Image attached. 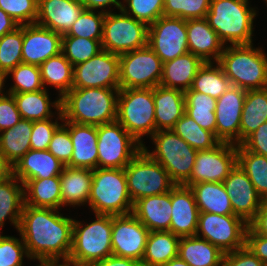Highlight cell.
<instances>
[{
  "instance_id": "obj_47",
  "label": "cell",
  "mask_w": 267,
  "mask_h": 266,
  "mask_svg": "<svg viewBox=\"0 0 267 266\" xmlns=\"http://www.w3.org/2000/svg\"><path fill=\"white\" fill-rule=\"evenodd\" d=\"M211 0H164V16L184 20L206 18Z\"/></svg>"
},
{
  "instance_id": "obj_45",
  "label": "cell",
  "mask_w": 267,
  "mask_h": 266,
  "mask_svg": "<svg viewBox=\"0 0 267 266\" xmlns=\"http://www.w3.org/2000/svg\"><path fill=\"white\" fill-rule=\"evenodd\" d=\"M12 75L14 85L6 93L35 92L45 89L41 79L40 67L20 63L7 76Z\"/></svg>"
},
{
  "instance_id": "obj_17",
  "label": "cell",
  "mask_w": 267,
  "mask_h": 266,
  "mask_svg": "<svg viewBox=\"0 0 267 266\" xmlns=\"http://www.w3.org/2000/svg\"><path fill=\"white\" fill-rule=\"evenodd\" d=\"M149 233L132 213L113 215L112 255L141 262Z\"/></svg>"
},
{
  "instance_id": "obj_42",
  "label": "cell",
  "mask_w": 267,
  "mask_h": 266,
  "mask_svg": "<svg viewBox=\"0 0 267 266\" xmlns=\"http://www.w3.org/2000/svg\"><path fill=\"white\" fill-rule=\"evenodd\" d=\"M172 130L196 150H209L221 141L213 132L203 129L186 113L176 122Z\"/></svg>"
},
{
  "instance_id": "obj_55",
  "label": "cell",
  "mask_w": 267,
  "mask_h": 266,
  "mask_svg": "<svg viewBox=\"0 0 267 266\" xmlns=\"http://www.w3.org/2000/svg\"><path fill=\"white\" fill-rule=\"evenodd\" d=\"M241 145L250 152L267 157V121L251 133Z\"/></svg>"
},
{
  "instance_id": "obj_8",
  "label": "cell",
  "mask_w": 267,
  "mask_h": 266,
  "mask_svg": "<svg viewBox=\"0 0 267 266\" xmlns=\"http://www.w3.org/2000/svg\"><path fill=\"white\" fill-rule=\"evenodd\" d=\"M150 138L155 149L149 152L145 144L143 149L166 169L176 185H183L190 178L198 150L172 129L158 130Z\"/></svg>"
},
{
  "instance_id": "obj_35",
  "label": "cell",
  "mask_w": 267,
  "mask_h": 266,
  "mask_svg": "<svg viewBox=\"0 0 267 266\" xmlns=\"http://www.w3.org/2000/svg\"><path fill=\"white\" fill-rule=\"evenodd\" d=\"M179 240L171 231H150L141 266H163L177 257Z\"/></svg>"
},
{
  "instance_id": "obj_21",
  "label": "cell",
  "mask_w": 267,
  "mask_h": 266,
  "mask_svg": "<svg viewBox=\"0 0 267 266\" xmlns=\"http://www.w3.org/2000/svg\"><path fill=\"white\" fill-rule=\"evenodd\" d=\"M84 9L79 0H38L36 24L64 35Z\"/></svg>"
},
{
  "instance_id": "obj_20",
  "label": "cell",
  "mask_w": 267,
  "mask_h": 266,
  "mask_svg": "<svg viewBox=\"0 0 267 266\" xmlns=\"http://www.w3.org/2000/svg\"><path fill=\"white\" fill-rule=\"evenodd\" d=\"M62 35L36 23L23 25L22 63L40 66L61 53Z\"/></svg>"
},
{
  "instance_id": "obj_37",
  "label": "cell",
  "mask_w": 267,
  "mask_h": 266,
  "mask_svg": "<svg viewBox=\"0 0 267 266\" xmlns=\"http://www.w3.org/2000/svg\"><path fill=\"white\" fill-rule=\"evenodd\" d=\"M267 121V87L246 90L240 123V144Z\"/></svg>"
},
{
  "instance_id": "obj_25",
  "label": "cell",
  "mask_w": 267,
  "mask_h": 266,
  "mask_svg": "<svg viewBox=\"0 0 267 266\" xmlns=\"http://www.w3.org/2000/svg\"><path fill=\"white\" fill-rule=\"evenodd\" d=\"M65 165L48 150H29L12 167V174L23 184L31 179L59 177Z\"/></svg>"
},
{
  "instance_id": "obj_5",
  "label": "cell",
  "mask_w": 267,
  "mask_h": 266,
  "mask_svg": "<svg viewBox=\"0 0 267 266\" xmlns=\"http://www.w3.org/2000/svg\"><path fill=\"white\" fill-rule=\"evenodd\" d=\"M95 215L96 220L87 225L74 219L69 262L91 266L112 255L113 215Z\"/></svg>"
},
{
  "instance_id": "obj_48",
  "label": "cell",
  "mask_w": 267,
  "mask_h": 266,
  "mask_svg": "<svg viewBox=\"0 0 267 266\" xmlns=\"http://www.w3.org/2000/svg\"><path fill=\"white\" fill-rule=\"evenodd\" d=\"M122 3L121 10L125 14L148 26L164 16V0H123Z\"/></svg>"
},
{
  "instance_id": "obj_11",
  "label": "cell",
  "mask_w": 267,
  "mask_h": 266,
  "mask_svg": "<svg viewBox=\"0 0 267 266\" xmlns=\"http://www.w3.org/2000/svg\"><path fill=\"white\" fill-rule=\"evenodd\" d=\"M97 168H125L143 149L117 120L97 126Z\"/></svg>"
},
{
  "instance_id": "obj_12",
  "label": "cell",
  "mask_w": 267,
  "mask_h": 266,
  "mask_svg": "<svg viewBox=\"0 0 267 266\" xmlns=\"http://www.w3.org/2000/svg\"><path fill=\"white\" fill-rule=\"evenodd\" d=\"M162 73L163 62L149 45L119 55L120 89L154 88Z\"/></svg>"
},
{
  "instance_id": "obj_57",
  "label": "cell",
  "mask_w": 267,
  "mask_h": 266,
  "mask_svg": "<svg viewBox=\"0 0 267 266\" xmlns=\"http://www.w3.org/2000/svg\"><path fill=\"white\" fill-rule=\"evenodd\" d=\"M248 226L256 233L267 236V200H263L255 218Z\"/></svg>"
},
{
  "instance_id": "obj_46",
  "label": "cell",
  "mask_w": 267,
  "mask_h": 266,
  "mask_svg": "<svg viewBox=\"0 0 267 266\" xmlns=\"http://www.w3.org/2000/svg\"><path fill=\"white\" fill-rule=\"evenodd\" d=\"M105 12L84 9L69 31L62 36L102 39Z\"/></svg>"
},
{
  "instance_id": "obj_58",
  "label": "cell",
  "mask_w": 267,
  "mask_h": 266,
  "mask_svg": "<svg viewBox=\"0 0 267 266\" xmlns=\"http://www.w3.org/2000/svg\"><path fill=\"white\" fill-rule=\"evenodd\" d=\"M85 9L88 10H99L102 9V12H111V10H107V6L111 8V6H115L117 9L121 10L122 2L120 0H79Z\"/></svg>"
},
{
  "instance_id": "obj_32",
  "label": "cell",
  "mask_w": 267,
  "mask_h": 266,
  "mask_svg": "<svg viewBox=\"0 0 267 266\" xmlns=\"http://www.w3.org/2000/svg\"><path fill=\"white\" fill-rule=\"evenodd\" d=\"M23 206L24 184L11 174L0 181V231L7 219L18 231Z\"/></svg>"
},
{
  "instance_id": "obj_65",
  "label": "cell",
  "mask_w": 267,
  "mask_h": 266,
  "mask_svg": "<svg viewBox=\"0 0 267 266\" xmlns=\"http://www.w3.org/2000/svg\"><path fill=\"white\" fill-rule=\"evenodd\" d=\"M39 265L36 266H55V260H38Z\"/></svg>"
},
{
  "instance_id": "obj_16",
  "label": "cell",
  "mask_w": 267,
  "mask_h": 266,
  "mask_svg": "<svg viewBox=\"0 0 267 266\" xmlns=\"http://www.w3.org/2000/svg\"><path fill=\"white\" fill-rule=\"evenodd\" d=\"M72 88H120L119 55L102 49L75 65Z\"/></svg>"
},
{
  "instance_id": "obj_24",
  "label": "cell",
  "mask_w": 267,
  "mask_h": 266,
  "mask_svg": "<svg viewBox=\"0 0 267 266\" xmlns=\"http://www.w3.org/2000/svg\"><path fill=\"white\" fill-rule=\"evenodd\" d=\"M188 51L204 62H218L224 44L206 18L186 20ZM214 59V60H213Z\"/></svg>"
},
{
  "instance_id": "obj_64",
  "label": "cell",
  "mask_w": 267,
  "mask_h": 266,
  "mask_svg": "<svg viewBox=\"0 0 267 266\" xmlns=\"http://www.w3.org/2000/svg\"><path fill=\"white\" fill-rule=\"evenodd\" d=\"M62 263L59 264V261H55V266H86L81 264L72 263L69 261H61Z\"/></svg>"
},
{
  "instance_id": "obj_13",
  "label": "cell",
  "mask_w": 267,
  "mask_h": 266,
  "mask_svg": "<svg viewBox=\"0 0 267 266\" xmlns=\"http://www.w3.org/2000/svg\"><path fill=\"white\" fill-rule=\"evenodd\" d=\"M248 224L237 215L199 213L196 237L207 240L224 254L245 246Z\"/></svg>"
},
{
  "instance_id": "obj_36",
  "label": "cell",
  "mask_w": 267,
  "mask_h": 266,
  "mask_svg": "<svg viewBox=\"0 0 267 266\" xmlns=\"http://www.w3.org/2000/svg\"><path fill=\"white\" fill-rule=\"evenodd\" d=\"M32 129L33 121L21 118L12 128L0 132V150L12 167L31 149Z\"/></svg>"
},
{
  "instance_id": "obj_27",
  "label": "cell",
  "mask_w": 267,
  "mask_h": 266,
  "mask_svg": "<svg viewBox=\"0 0 267 266\" xmlns=\"http://www.w3.org/2000/svg\"><path fill=\"white\" fill-rule=\"evenodd\" d=\"M156 131L172 129L185 113L184 91L158 85L153 88Z\"/></svg>"
},
{
  "instance_id": "obj_3",
  "label": "cell",
  "mask_w": 267,
  "mask_h": 266,
  "mask_svg": "<svg viewBox=\"0 0 267 266\" xmlns=\"http://www.w3.org/2000/svg\"><path fill=\"white\" fill-rule=\"evenodd\" d=\"M249 0H211L206 19L222 43L253 44V21L257 16Z\"/></svg>"
},
{
  "instance_id": "obj_49",
  "label": "cell",
  "mask_w": 267,
  "mask_h": 266,
  "mask_svg": "<svg viewBox=\"0 0 267 266\" xmlns=\"http://www.w3.org/2000/svg\"><path fill=\"white\" fill-rule=\"evenodd\" d=\"M38 0H0V9L20 26L36 23Z\"/></svg>"
},
{
  "instance_id": "obj_10",
  "label": "cell",
  "mask_w": 267,
  "mask_h": 266,
  "mask_svg": "<svg viewBox=\"0 0 267 266\" xmlns=\"http://www.w3.org/2000/svg\"><path fill=\"white\" fill-rule=\"evenodd\" d=\"M107 12L103 21L101 47L121 55L148 45V25L119 10Z\"/></svg>"
},
{
  "instance_id": "obj_50",
  "label": "cell",
  "mask_w": 267,
  "mask_h": 266,
  "mask_svg": "<svg viewBox=\"0 0 267 266\" xmlns=\"http://www.w3.org/2000/svg\"><path fill=\"white\" fill-rule=\"evenodd\" d=\"M24 256L30 259L22 237L0 234V266H23Z\"/></svg>"
},
{
  "instance_id": "obj_33",
  "label": "cell",
  "mask_w": 267,
  "mask_h": 266,
  "mask_svg": "<svg viewBox=\"0 0 267 266\" xmlns=\"http://www.w3.org/2000/svg\"><path fill=\"white\" fill-rule=\"evenodd\" d=\"M10 94L14 97L22 119L31 121L47 120L55 115L51 111V107H54L56 111H61V98H57V100L51 102L46 89L35 92Z\"/></svg>"
},
{
  "instance_id": "obj_59",
  "label": "cell",
  "mask_w": 267,
  "mask_h": 266,
  "mask_svg": "<svg viewBox=\"0 0 267 266\" xmlns=\"http://www.w3.org/2000/svg\"><path fill=\"white\" fill-rule=\"evenodd\" d=\"M91 266H141V262L132 258L111 255L93 263Z\"/></svg>"
},
{
  "instance_id": "obj_41",
  "label": "cell",
  "mask_w": 267,
  "mask_h": 266,
  "mask_svg": "<svg viewBox=\"0 0 267 266\" xmlns=\"http://www.w3.org/2000/svg\"><path fill=\"white\" fill-rule=\"evenodd\" d=\"M237 164L251 180L257 194L267 200V157L237 145Z\"/></svg>"
},
{
  "instance_id": "obj_18",
  "label": "cell",
  "mask_w": 267,
  "mask_h": 266,
  "mask_svg": "<svg viewBox=\"0 0 267 266\" xmlns=\"http://www.w3.org/2000/svg\"><path fill=\"white\" fill-rule=\"evenodd\" d=\"M246 90L231 87L216 99V137L221 142L240 144V123Z\"/></svg>"
},
{
  "instance_id": "obj_26",
  "label": "cell",
  "mask_w": 267,
  "mask_h": 266,
  "mask_svg": "<svg viewBox=\"0 0 267 266\" xmlns=\"http://www.w3.org/2000/svg\"><path fill=\"white\" fill-rule=\"evenodd\" d=\"M132 214L149 231H170L172 218L171 191L140 198L133 203Z\"/></svg>"
},
{
  "instance_id": "obj_6",
  "label": "cell",
  "mask_w": 267,
  "mask_h": 266,
  "mask_svg": "<svg viewBox=\"0 0 267 266\" xmlns=\"http://www.w3.org/2000/svg\"><path fill=\"white\" fill-rule=\"evenodd\" d=\"M88 204L94 214L132 213L133 202L128 193L124 168L93 170Z\"/></svg>"
},
{
  "instance_id": "obj_15",
  "label": "cell",
  "mask_w": 267,
  "mask_h": 266,
  "mask_svg": "<svg viewBox=\"0 0 267 266\" xmlns=\"http://www.w3.org/2000/svg\"><path fill=\"white\" fill-rule=\"evenodd\" d=\"M148 45L163 63L188 53L186 20L159 17L148 27Z\"/></svg>"
},
{
  "instance_id": "obj_51",
  "label": "cell",
  "mask_w": 267,
  "mask_h": 266,
  "mask_svg": "<svg viewBox=\"0 0 267 266\" xmlns=\"http://www.w3.org/2000/svg\"><path fill=\"white\" fill-rule=\"evenodd\" d=\"M55 114H57L55 122L52 121L53 118L33 121V129L30 138L31 150H48L54 132L61 125L58 120H61V122L63 121L61 111H57Z\"/></svg>"
},
{
  "instance_id": "obj_1",
  "label": "cell",
  "mask_w": 267,
  "mask_h": 266,
  "mask_svg": "<svg viewBox=\"0 0 267 266\" xmlns=\"http://www.w3.org/2000/svg\"><path fill=\"white\" fill-rule=\"evenodd\" d=\"M74 219L59 210L24 205L18 233L30 260L68 261Z\"/></svg>"
},
{
  "instance_id": "obj_34",
  "label": "cell",
  "mask_w": 267,
  "mask_h": 266,
  "mask_svg": "<svg viewBox=\"0 0 267 266\" xmlns=\"http://www.w3.org/2000/svg\"><path fill=\"white\" fill-rule=\"evenodd\" d=\"M24 205L61 210L60 178L28 180L24 184Z\"/></svg>"
},
{
  "instance_id": "obj_22",
  "label": "cell",
  "mask_w": 267,
  "mask_h": 266,
  "mask_svg": "<svg viewBox=\"0 0 267 266\" xmlns=\"http://www.w3.org/2000/svg\"><path fill=\"white\" fill-rule=\"evenodd\" d=\"M171 205L170 231L179 237L195 236L199 210L193 191L184 185H176L171 190Z\"/></svg>"
},
{
  "instance_id": "obj_63",
  "label": "cell",
  "mask_w": 267,
  "mask_h": 266,
  "mask_svg": "<svg viewBox=\"0 0 267 266\" xmlns=\"http://www.w3.org/2000/svg\"><path fill=\"white\" fill-rule=\"evenodd\" d=\"M6 77H8L5 73L0 72V98H2L3 96L6 95L5 91H4V84H5V79H7Z\"/></svg>"
},
{
  "instance_id": "obj_31",
  "label": "cell",
  "mask_w": 267,
  "mask_h": 266,
  "mask_svg": "<svg viewBox=\"0 0 267 266\" xmlns=\"http://www.w3.org/2000/svg\"><path fill=\"white\" fill-rule=\"evenodd\" d=\"M178 256L190 266H222L224 253L196 236L180 237Z\"/></svg>"
},
{
  "instance_id": "obj_38",
  "label": "cell",
  "mask_w": 267,
  "mask_h": 266,
  "mask_svg": "<svg viewBox=\"0 0 267 266\" xmlns=\"http://www.w3.org/2000/svg\"><path fill=\"white\" fill-rule=\"evenodd\" d=\"M41 79L45 89L46 85L59 90V98H62L73 87L74 66L60 53L50 57L40 66Z\"/></svg>"
},
{
  "instance_id": "obj_60",
  "label": "cell",
  "mask_w": 267,
  "mask_h": 266,
  "mask_svg": "<svg viewBox=\"0 0 267 266\" xmlns=\"http://www.w3.org/2000/svg\"><path fill=\"white\" fill-rule=\"evenodd\" d=\"M19 26L6 12L0 9V37L14 31Z\"/></svg>"
},
{
  "instance_id": "obj_28",
  "label": "cell",
  "mask_w": 267,
  "mask_h": 266,
  "mask_svg": "<svg viewBox=\"0 0 267 266\" xmlns=\"http://www.w3.org/2000/svg\"><path fill=\"white\" fill-rule=\"evenodd\" d=\"M205 62L188 52L184 55L163 63L161 86L187 91L191 88L193 79Z\"/></svg>"
},
{
  "instance_id": "obj_61",
  "label": "cell",
  "mask_w": 267,
  "mask_h": 266,
  "mask_svg": "<svg viewBox=\"0 0 267 266\" xmlns=\"http://www.w3.org/2000/svg\"><path fill=\"white\" fill-rule=\"evenodd\" d=\"M12 174V166L5 160V157L0 150V181Z\"/></svg>"
},
{
  "instance_id": "obj_56",
  "label": "cell",
  "mask_w": 267,
  "mask_h": 266,
  "mask_svg": "<svg viewBox=\"0 0 267 266\" xmlns=\"http://www.w3.org/2000/svg\"><path fill=\"white\" fill-rule=\"evenodd\" d=\"M245 245L263 264H267V236L256 234L249 226L246 230Z\"/></svg>"
},
{
  "instance_id": "obj_14",
  "label": "cell",
  "mask_w": 267,
  "mask_h": 266,
  "mask_svg": "<svg viewBox=\"0 0 267 266\" xmlns=\"http://www.w3.org/2000/svg\"><path fill=\"white\" fill-rule=\"evenodd\" d=\"M236 165L237 145L220 142L212 149L197 152L190 178L183 185L223 182Z\"/></svg>"
},
{
  "instance_id": "obj_7",
  "label": "cell",
  "mask_w": 267,
  "mask_h": 266,
  "mask_svg": "<svg viewBox=\"0 0 267 266\" xmlns=\"http://www.w3.org/2000/svg\"><path fill=\"white\" fill-rule=\"evenodd\" d=\"M140 144L156 132L153 88L120 89L116 119Z\"/></svg>"
},
{
  "instance_id": "obj_43",
  "label": "cell",
  "mask_w": 267,
  "mask_h": 266,
  "mask_svg": "<svg viewBox=\"0 0 267 266\" xmlns=\"http://www.w3.org/2000/svg\"><path fill=\"white\" fill-rule=\"evenodd\" d=\"M101 50V39L62 36L61 53L73 66L91 59Z\"/></svg>"
},
{
  "instance_id": "obj_9",
  "label": "cell",
  "mask_w": 267,
  "mask_h": 266,
  "mask_svg": "<svg viewBox=\"0 0 267 266\" xmlns=\"http://www.w3.org/2000/svg\"><path fill=\"white\" fill-rule=\"evenodd\" d=\"M124 172L133 203L140 198L168 193L176 186L166 169L144 149L124 168Z\"/></svg>"
},
{
  "instance_id": "obj_2",
  "label": "cell",
  "mask_w": 267,
  "mask_h": 266,
  "mask_svg": "<svg viewBox=\"0 0 267 266\" xmlns=\"http://www.w3.org/2000/svg\"><path fill=\"white\" fill-rule=\"evenodd\" d=\"M120 88H72L61 98L63 121L99 126L116 121Z\"/></svg>"
},
{
  "instance_id": "obj_52",
  "label": "cell",
  "mask_w": 267,
  "mask_h": 266,
  "mask_svg": "<svg viewBox=\"0 0 267 266\" xmlns=\"http://www.w3.org/2000/svg\"><path fill=\"white\" fill-rule=\"evenodd\" d=\"M48 151L65 166L70 163L73 153V144L69 130L62 123L54 132Z\"/></svg>"
},
{
  "instance_id": "obj_30",
  "label": "cell",
  "mask_w": 267,
  "mask_h": 266,
  "mask_svg": "<svg viewBox=\"0 0 267 266\" xmlns=\"http://www.w3.org/2000/svg\"><path fill=\"white\" fill-rule=\"evenodd\" d=\"M189 188L193 191L199 213L234 215L223 182H201Z\"/></svg>"
},
{
  "instance_id": "obj_40",
  "label": "cell",
  "mask_w": 267,
  "mask_h": 266,
  "mask_svg": "<svg viewBox=\"0 0 267 266\" xmlns=\"http://www.w3.org/2000/svg\"><path fill=\"white\" fill-rule=\"evenodd\" d=\"M231 85L230 80L217 62H205L198 70L190 89L218 99Z\"/></svg>"
},
{
  "instance_id": "obj_23",
  "label": "cell",
  "mask_w": 267,
  "mask_h": 266,
  "mask_svg": "<svg viewBox=\"0 0 267 266\" xmlns=\"http://www.w3.org/2000/svg\"><path fill=\"white\" fill-rule=\"evenodd\" d=\"M62 124L69 130L73 144L72 157L67 166L95 170L98 158L97 126L70 121H62Z\"/></svg>"
},
{
  "instance_id": "obj_62",
  "label": "cell",
  "mask_w": 267,
  "mask_h": 266,
  "mask_svg": "<svg viewBox=\"0 0 267 266\" xmlns=\"http://www.w3.org/2000/svg\"><path fill=\"white\" fill-rule=\"evenodd\" d=\"M163 266H190L187 262L181 259L179 256L172 258L168 263Z\"/></svg>"
},
{
  "instance_id": "obj_44",
  "label": "cell",
  "mask_w": 267,
  "mask_h": 266,
  "mask_svg": "<svg viewBox=\"0 0 267 266\" xmlns=\"http://www.w3.org/2000/svg\"><path fill=\"white\" fill-rule=\"evenodd\" d=\"M23 25L0 37V72L6 75L22 63Z\"/></svg>"
},
{
  "instance_id": "obj_4",
  "label": "cell",
  "mask_w": 267,
  "mask_h": 266,
  "mask_svg": "<svg viewBox=\"0 0 267 266\" xmlns=\"http://www.w3.org/2000/svg\"><path fill=\"white\" fill-rule=\"evenodd\" d=\"M217 63L233 86L245 90L267 87V54L253 44L225 45Z\"/></svg>"
},
{
  "instance_id": "obj_39",
  "label": "cell",
  "mask_w": 267,
  "mask_h": 266,
  "mask_svg": "<svg viewBox=\"0 0 267 266\" xmlns=\"http://www.w3.org/2000/svg\"><path fill=\"white\" fill-rule=\"evenodd\" d=\"M185 94V113L203 129L213 132L216 136V99L191 89Z\"/></svg>"
},
{
  "instance_id": "obj_19",
  "label": "cell",
  "mask_w": 267,
  "mask_h": 266,
  "mask_svg": "<svg viewBox=\"0 0 267 266\" xmlns=\"http://www.w3.org/2000/svg\"><path fill=\"white\" fill-rule=\"evenodd\" d=\"M223 184L230 197L234 215L249 224L255 218L263 202L251 180L237 164Z\"/></svg>"
},
{
  "instance_id": "obj_53",
  "label": "cell",
  "mask_w": 267,
  "mask_h": 266,
  "mask_svg": "<svg viewBox=\"0 0 267 266\" xmlns=\"http://www.w3.org/2000/svg\"><path fill=\"white\" fill-rule=\"evenodd\" d=\"M21 119L12 94L7 93L0 98V132L12 128Z\"/></svg>"
},
{
  "instance_id": "obj_29",
  "label": "cell",
  "mask_w": 267,
  "mask_h": 266,
  "mask_svg": "<svg viewBox=\"0 0 267 266\" xmlns=\"http://www.w3.org/2000/svg\"><path fill=\"white\" fill-rule=\"evenodd\" d=\"M93 170L65 166L60 174L61 207L81 206L89 201Z\"/></svg>"
},
{
  "instance_id": "obj_54",
  "label": "cell",
  "mask_w": 267,
  "mask_h": 266,
  "mask_svg": "<svg viewBox=\"0 0 267 266\" xmlns=\"http://www.w3.org/2000/svg\"><path fill=\"white\" fill-rule=\"evenodd\" d=\"M222 266H264V264L245 245L233 252L225 253Z\"/></svg>"
}]
</instances>
